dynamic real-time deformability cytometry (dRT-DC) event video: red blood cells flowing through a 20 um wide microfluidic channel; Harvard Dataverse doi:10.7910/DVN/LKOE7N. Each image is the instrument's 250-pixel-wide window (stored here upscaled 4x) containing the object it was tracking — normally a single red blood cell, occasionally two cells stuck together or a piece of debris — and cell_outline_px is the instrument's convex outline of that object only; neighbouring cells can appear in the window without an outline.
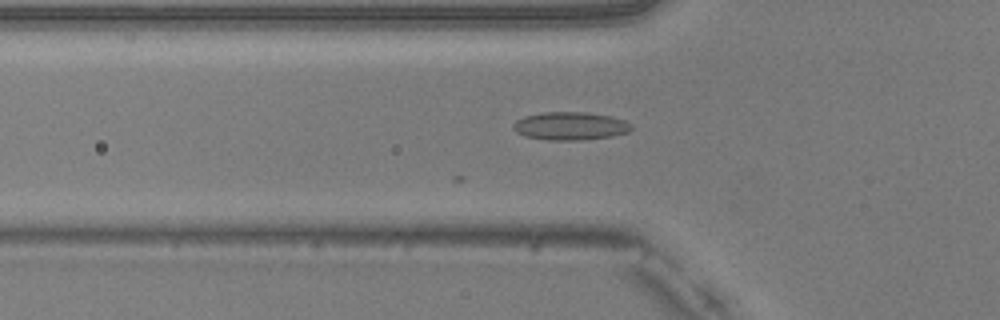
{"species": "common noctule bat (a hibernating species)", "species_latin": "Nyctalus noctula", "temperature_condition": "warm", "stored_images_in_passage": 17, "camera_frame_rate_fps": 3000, "um_per_image_px": 0.085, "animal": {"sex": "male", "body_mass_g": 20.5, "forearm_length_mm": 52.5}, "frame": {"image": 1, "passage_image": 2, "time_ms": 0.333, "image_size_px": [1000, 320], "cell_outline_px": [[632, 128], [628, 132], [612, 136], [580, 140], [548, 140], [524, 136], [516, 132], [512, 128], [512, 124], [516, 120], [524, 116], [544, 112], [584, 112], [608, 116], [624, 120], [632, 124]], "centroid_in_image_um": [48.44, 10.71], "position_along_channel_um": 77.4, "area_um2": 19.31}}